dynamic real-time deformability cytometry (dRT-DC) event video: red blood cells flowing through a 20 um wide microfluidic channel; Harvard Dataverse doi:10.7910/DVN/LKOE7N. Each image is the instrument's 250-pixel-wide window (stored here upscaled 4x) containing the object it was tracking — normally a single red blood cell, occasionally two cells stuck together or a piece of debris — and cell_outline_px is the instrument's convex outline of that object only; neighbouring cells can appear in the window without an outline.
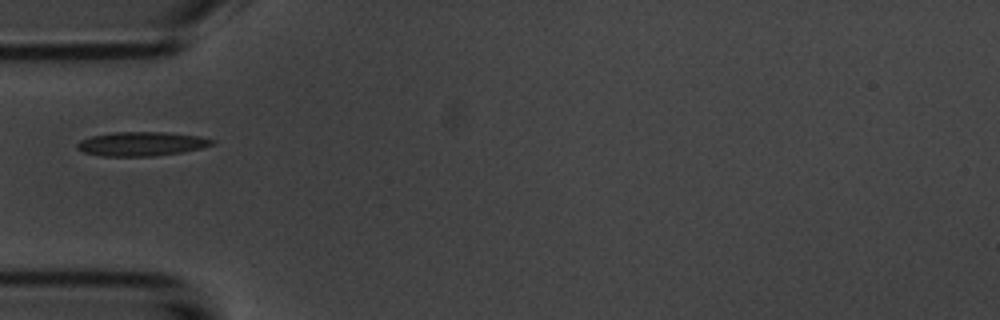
{"species": "common noctule bat (a hibernating species)", "species_latin": "Nyctalus noctula", "temperature_condition": "room temperature", "stored_images_in_passage": 1, "camera_frame_rate_fps": 3000, "um_per_image_px": 0.085, "animal": {"sex": "male", "body_mass_g": 20.1, "forearm_length_mm": 53.5}, "frame": {"image": 1, "passage_image": 1, "time_ms": 0.0, "image_size_px": [1000, 320], "cell_outline_px": [[216, 140], [212, 144], [200, 148], [184, 152], [156, 156], [104, 156], [84, 152], [76, 148], [76, 144], [80, 140], [92, 136], [112, 132], [164, 132], [200, 136]], "centroid_in_image_um": [12.03, 12.23], "position_along_channel_um": 73.0, "area_um2": 18.96}}